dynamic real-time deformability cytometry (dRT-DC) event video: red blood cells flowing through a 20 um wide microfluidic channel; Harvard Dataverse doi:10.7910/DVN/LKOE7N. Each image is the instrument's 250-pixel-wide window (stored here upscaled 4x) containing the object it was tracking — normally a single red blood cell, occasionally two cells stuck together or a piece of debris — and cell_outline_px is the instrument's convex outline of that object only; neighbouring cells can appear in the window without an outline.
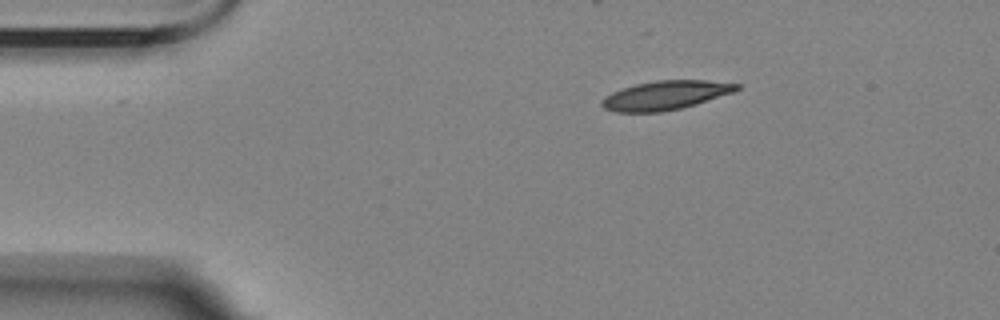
{"species": "Egyptian fruit bat (a non-hibernating species)", "species_latin": "Rousettus aegyptiacus", "temperature_condition": "room temperature", "stored_images_in_passage": 3, "camera_frame_rate_fps": 3000, "um_per_image_px": 0.085, "animal": {"sex": "female"}, "frame": {"image": 1, "passage_image": 1, "time_ms": 0.0, "image_size_px": [1000, 320], "cell_outline_px": [[740, 88], [732, 92], [696, 104], [680, 108], [660, 112], [616, 112], [604, 108], [600, 104], [600, 100], [604, 96], [612, 92], [636, 84], [656, 80], [708, 80], [740, 84]], "centroid_in_image_um": [56.53, 8.09], "position_along_channel_um": 28.5, "area_um2": 22.66}}
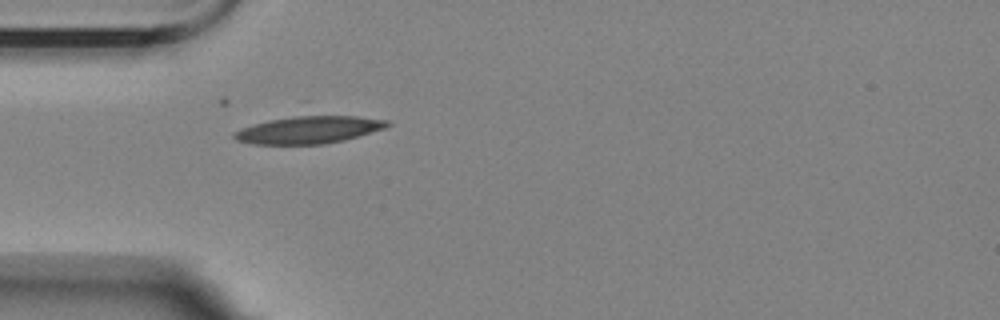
{"frame": {"image": 2, "passage_image": 3, "time_ms": 2.333, "image_size_px": [1000, 320], "cell_outline_px": [[392, 124], [384, 128], [344, 140], [324, 144], [252, 144], [236, 140], [232, 136], [232, 132], [240, 128], [304, 100], [388, 120]], "centroid_in_image_um": [26.25, 10.69], "position_along_channel_um": 58.7, "area_um2": 31.33}}